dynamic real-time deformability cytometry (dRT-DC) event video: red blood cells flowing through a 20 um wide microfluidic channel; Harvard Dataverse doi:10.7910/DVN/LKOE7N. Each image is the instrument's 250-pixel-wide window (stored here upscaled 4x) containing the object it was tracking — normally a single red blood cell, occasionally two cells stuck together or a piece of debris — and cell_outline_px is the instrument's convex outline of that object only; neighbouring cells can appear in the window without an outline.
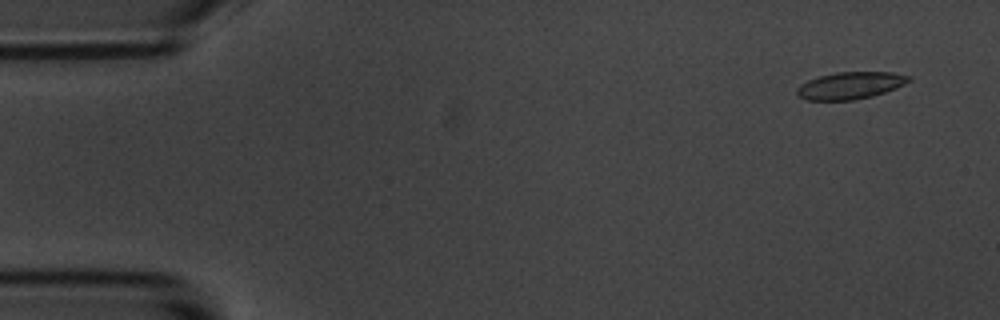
{"species": "common noctule bat (a hibernating species)", "species_latin": "Nyctalus noctula", "temperature_condition": "room temperature", "stored_images_in_passage": 4, "camera_frame_rate_fps": 3000, "um_per_image_px": 0.085, "animal": {"sex": "male", "body_mass_g": 20.1, "forearm_length_mm": 53.5}, "frame": {"image": 1, "passage_image": 1, "time_ms": 0.0, "image_size_px": [1000, 320], "cell_outline_px": [[912, 80], [896, 88], [872, 96], [852, 100], [808, 100], [800, 96], [796, 92], [796, 88], [800, 84], [808, 80], [820, 76], [836, 72], [892, 72], [912, 76]], "centroid_in_image_um": [72.3, 7.26], "position_along_channel_um": 12.7, "area_um2": 17.63}}